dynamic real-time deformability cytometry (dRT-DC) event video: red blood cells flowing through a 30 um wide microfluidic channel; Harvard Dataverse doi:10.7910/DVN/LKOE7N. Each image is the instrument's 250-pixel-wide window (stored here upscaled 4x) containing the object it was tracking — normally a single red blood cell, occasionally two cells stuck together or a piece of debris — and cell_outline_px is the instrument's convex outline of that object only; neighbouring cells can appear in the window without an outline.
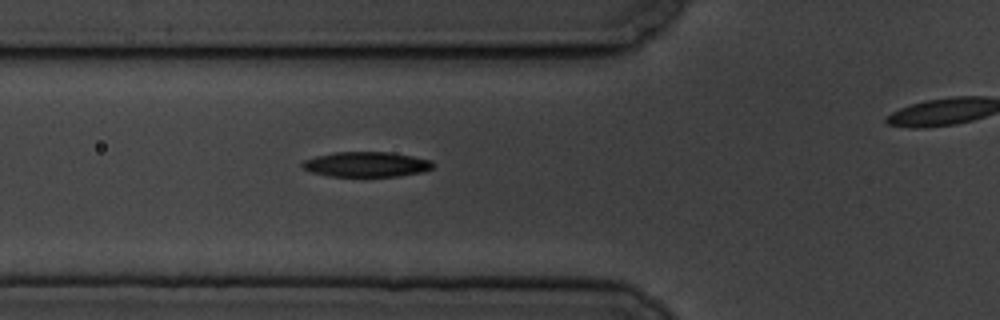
{"species": "common noctule bat (a hibernating species)", "species_latin": "Nyctalus noctula", "temperature_condition": "cold", "stored_images_in_passage": 5, "segment_of_instrument_passage": [1, 2], "camera_frame_rate_fps": 3000, "um_per_image_px": 0.085, "animal": {"sex": "male", "body_mass_g": 19.5, "forearm_length_mm": 54.6}, "frame": {"image": 1, "passage_image": 4, "time_ms": 4.333, "image_size_px": [1000, 320], "cell_outline_px": [[436, 164], [432, 168], [424, 172], [396, 176], [328, 176], [312, 172], [304, 168], [300, 164], [304, 160], [316, 156], [332, 152], [388, 152], [412, 156], [432, 160]], "centroid_in_image_um": [31.16, 13.96], "position_along_channel_um": 94.6, "area_um2": 19.13}}